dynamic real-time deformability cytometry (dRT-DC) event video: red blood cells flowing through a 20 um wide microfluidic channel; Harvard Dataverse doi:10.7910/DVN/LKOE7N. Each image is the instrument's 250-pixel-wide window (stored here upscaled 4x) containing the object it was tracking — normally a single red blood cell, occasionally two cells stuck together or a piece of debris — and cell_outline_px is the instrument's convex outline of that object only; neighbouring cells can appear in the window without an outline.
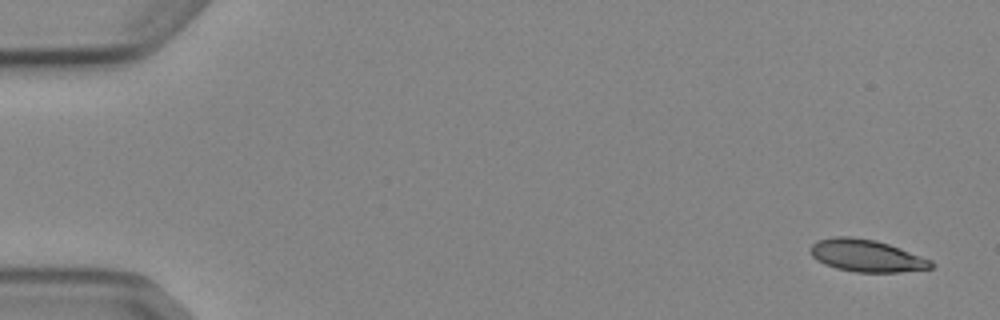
{"species": "Egyptian fruit bat (a non-hibernating species)", "species_latin": "Rousettus aegyptiacus", "temperature_condition": "cold", "stored_images_in_passage": 4, "camera_frame_rate_fps": 3000, "um_per_image_px": 0.085, "animal": {"sex": "female"}, "frame": {"image": 1, "passage_image": 1, "time_ms": 0.0, "image_size_px": [1000, 320], "cell_outline_px": [[936, 264], [932, 268], [900, 272], [856, 272], [836, 268], [824, 264], [816, 260], [808, 252], [808, 248], [816, 240], [832, 236], [852, 236], [876, 240], [888, 244], [932, 260]], "centroid_in_image_um": [73.6, 21.72], "position_along_channel_um": 11.4, "area_um2": 22.95}}